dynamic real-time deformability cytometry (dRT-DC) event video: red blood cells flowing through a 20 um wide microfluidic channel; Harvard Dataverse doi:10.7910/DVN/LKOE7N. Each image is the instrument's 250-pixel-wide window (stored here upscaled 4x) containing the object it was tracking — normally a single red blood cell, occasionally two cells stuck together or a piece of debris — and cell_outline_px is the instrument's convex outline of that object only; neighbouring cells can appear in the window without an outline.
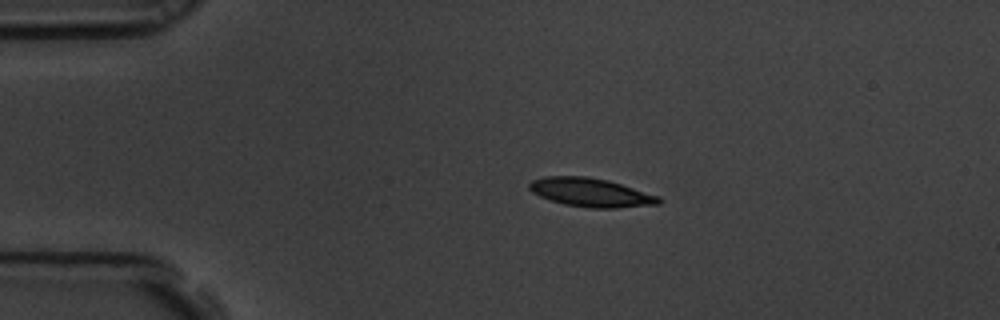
{"species": "common noctule bat (a hibernating species)", "species_latin": "Nyctalus noctula", "temperature_condition": "room temperature", "stored_images_in_passage": 12, "camera_frame_rate_fps": 3000, "um_per_image_px": 0.085, "animal": {"sex": "male", "body_mass_g": 19.5, "forearm_length_mm": 54.6}, "frame": {"image": 1, "passage_image": 1, "time_ms": 0.0, "image_size_px": [1000, 320], "cell_outline_px": [[664, 200], [660, 204], [616, 208], [588, 208], [564, 204], [540, 196], [532, 192], [528, 188], [528, 184], [532, 180], [544, 176], [588, 176], [608, 180], [660, 196]], "centroid_in_image_um": [50.24, 16.36], "position_along_channel_um": 34.8, "area_um2": 21.79}}
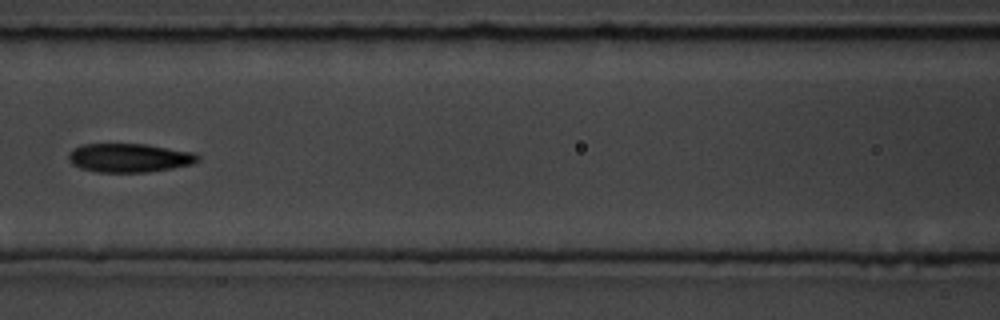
{"frame": {"image": 2, "passage_image": 4, "time_ms": 1.0, "image_size_px": [1000, 320], "cell_outline_px": [[200, 160], [192, 164], [172, 168], [148, 172], [96, 172], [80, 168], [72, 164], [68, 160], [68, 152], [72, 148], [84, 144], [148, 144], [196, 152], [200, 156]], "centroid_in_image_um": [11.0, 13.41], "position_along_channel_um": 155.6, "area_um2": 22.02}}
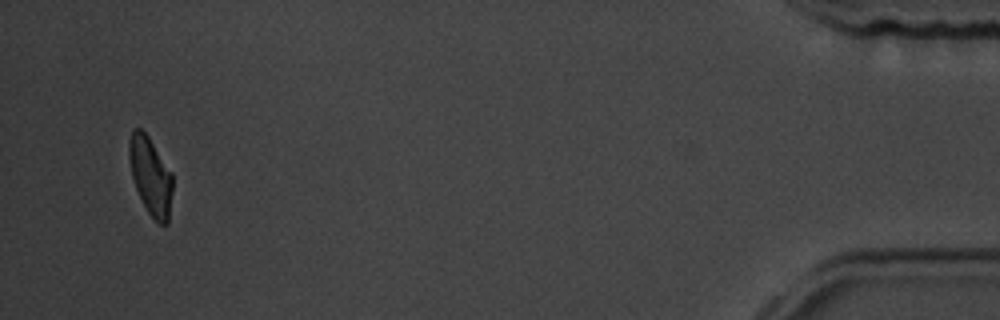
{"frame": {"image": 3, "passage_image": 12, "time_ms": 3.667, "image_size_px": [1000, 320], "cell_outline_px": [[172, 192], [168, 224], [160, 224], [148, 212], [136, 188], [132, 176], [128, 156], [128, 140], [132, 128], [140, 128], [148, 136], [172, 172]], "centroid_in_image_um": [12.79, 14.91], "position_along_channel_um": 422.4, "area_um2": 19.65}}